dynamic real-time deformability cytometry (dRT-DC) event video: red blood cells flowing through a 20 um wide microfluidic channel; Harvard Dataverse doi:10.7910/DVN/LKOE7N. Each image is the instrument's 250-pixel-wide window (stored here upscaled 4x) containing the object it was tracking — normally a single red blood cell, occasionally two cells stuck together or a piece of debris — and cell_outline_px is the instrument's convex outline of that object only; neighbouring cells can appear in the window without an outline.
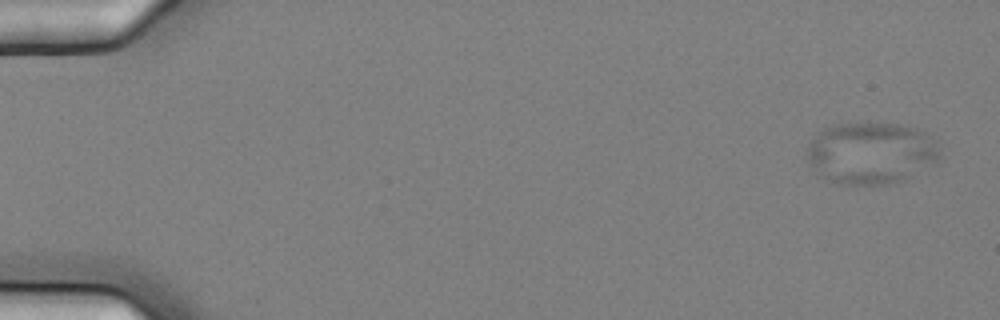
{"species": "common noctule bat (a hibernating species)", "species_latin": "Nyctalus noctula", "temperature_condition": "cold", "stored_images_in_passage": 4, "camera_frame_rate_fps": 3000, "um_per_image_px": 0.085, "animal": {"sex": "female", "body_mass_g": 25.1}, "frame": {"image": 1, "passage_image": 1, "time_ms": 0.0, "image_size_px": [1000, 320], "cell_outline_px": [[940, 156], [936, 164], [900, 180], [888, 184], [836, 184], [816, 176], [808, 164], [808, 148], [812, 140], [824, 128], [836, 124], [900, 124], [916, 128], [924, 132], [936, 140], [940, 148]], "centroid_in_image_um": [74.04, 13.03], "position_along_channel_um": 11.0, "area_um2": 48.03}}